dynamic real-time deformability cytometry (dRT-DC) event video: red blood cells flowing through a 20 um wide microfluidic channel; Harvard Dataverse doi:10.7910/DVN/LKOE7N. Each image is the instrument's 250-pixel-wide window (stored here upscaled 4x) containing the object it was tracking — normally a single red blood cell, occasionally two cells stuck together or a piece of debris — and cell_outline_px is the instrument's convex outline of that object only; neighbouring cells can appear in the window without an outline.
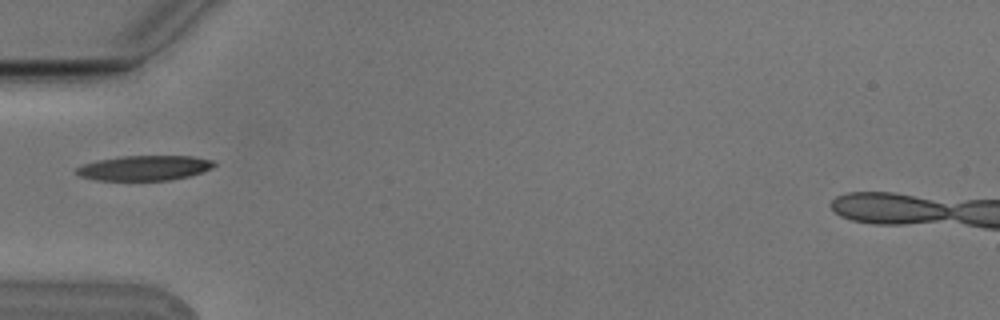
{"species": "Egyptian fruit bat (a non-hibernating species)", "species_latin": "Rousettus aegyptiacus", "temperature_condition": "cold", "stored_images_in_passage": 7, "camera_frame_rate_fps": 3000, "um_per_image_px": 0.085, "animal": {"sex": "male"}, "frame": {"image": 1, "passage_image": 6, "time_ms": 1.667, "image_size_px": [1000, 320], "cell_outline_px": [[216, 164], [212, 168], [188, 176], [168, 180], [96, 180], [80, 176], [72, 172], [76, 168], [84, 164], [100, 160], [120, 156], [192, 156], [212, 160]], "centroid_in_image_um": [12.24, 14.27], "position_along_channel_um": 72.8, "area_um2": 19.88}}